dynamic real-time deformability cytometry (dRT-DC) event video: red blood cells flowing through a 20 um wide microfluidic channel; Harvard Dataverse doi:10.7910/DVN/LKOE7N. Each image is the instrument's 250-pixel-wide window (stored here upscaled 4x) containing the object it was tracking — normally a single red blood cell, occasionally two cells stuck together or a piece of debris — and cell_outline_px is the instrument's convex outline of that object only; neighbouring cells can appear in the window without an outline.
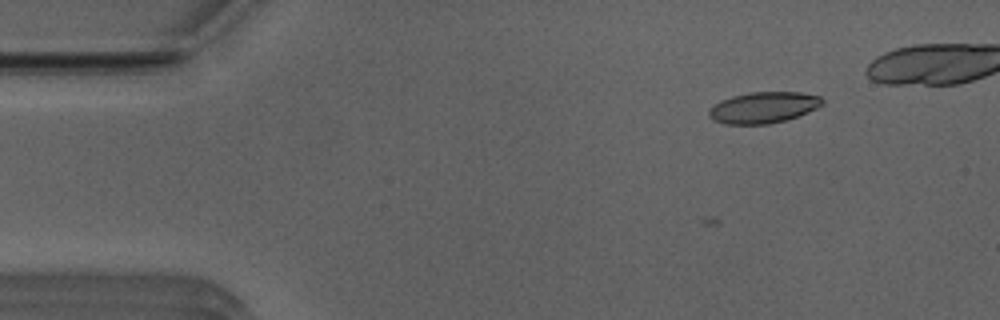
{"species": "Egyptian fruit bat (a non-hibernating species)", "species_latin": "Rousettus aegyptiacus", "temperature_condition": "room temperature", "stored_images_in_passage": 2, "camera_frame_rate_fps": 3000, "um_per_image_px": 0.085, "animal": {"sex": "male"}, "frame": {"image": 1, "passage_image": 2, "time_ms": 0.333, "image_size_px": [1000, 320], "cell_outline_px": [[824, 104], [808, 112], [784, 120], [768, 124], [724, 124], [712, 120], [708, 116], [708, 112], [712, 104], [720, 100], [732, 96], [748, 92], [800, 92], [820, 96], [824, 100]], "centroid_in_image_um": [64.85, 9.13], "position_along_channel_um": 20.1, "area_um2": 20.75}}